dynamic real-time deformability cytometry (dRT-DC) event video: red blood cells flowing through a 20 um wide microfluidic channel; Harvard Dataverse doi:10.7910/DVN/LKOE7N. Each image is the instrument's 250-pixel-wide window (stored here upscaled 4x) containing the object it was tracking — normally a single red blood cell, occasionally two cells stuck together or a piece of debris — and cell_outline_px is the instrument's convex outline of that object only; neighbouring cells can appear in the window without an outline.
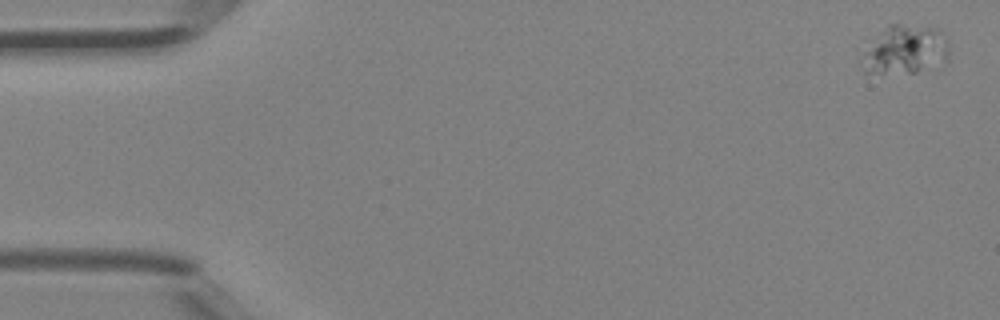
{"species": "Egyptian fruit bat (a non-hibernating species)", "species_latin": "Rousettus aegyptiacus", "temperature_condition": "room temperature", "stored_images_in_passage": 5, "camera_frame_rate_fps": 3000, "um_per_image_px": 0.085, "animal": {"sex": "female"}, "frame": {"image": 1, "passage_image": 1, "time_ms": 0.0, "image_size_px": [1000, 320], "cell_outline_px": [[948, 64], [916, 72], [864, 72], [860, 68], [864, 52], [868, 40], [888, 24], [900, 24], [936, 28], [948, 40]], "centroid_in_image_um": [76.94, 4.22], "position_along_channel_um": 8.1, "area_um2": 25.32}}
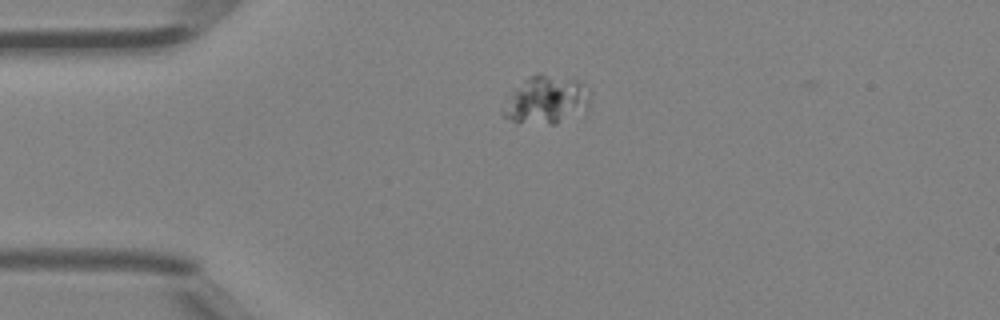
{"frame": {"image": 2, "passage_image": 4, "time_ms": 1.0, "image_size_px": [1000, 320], "cell_outline_px": [[588, 108], [584, 116], [556, 124], [516, 124], [504, 116], [500, 112], [504, 96], [524, 80], [536, 72], [540, 72], [580, 80], [588, 100]], "centroid_in_image_um": [46.35, 8.53], "position_along_channel_um": 38.6, "area_um2": 25.49}}